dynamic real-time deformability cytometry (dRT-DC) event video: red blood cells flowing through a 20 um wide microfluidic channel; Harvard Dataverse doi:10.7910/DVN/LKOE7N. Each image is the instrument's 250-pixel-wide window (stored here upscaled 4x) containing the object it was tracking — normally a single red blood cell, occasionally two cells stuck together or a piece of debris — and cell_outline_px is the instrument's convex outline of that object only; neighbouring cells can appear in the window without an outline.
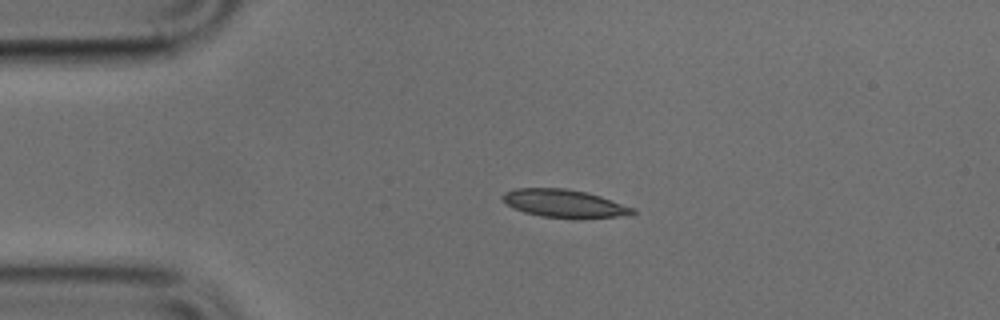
{"species": "common noctule bat (a hibernating species)", "species_latin": "Nyctalus noctula", "temperature_condition": "cold", "stored_images_in_passage": 40, "camera_frame_rate_fps": 3000, "um_per_image_px": 0.085, "animal": {"sex": "male", "body_mass_g": 17.9, "forearm_length_mm": 54.2}, "frame": {"image": 1, "passage_image": 1, "time_ms": 0.0, "image_size_px": [1000, 320], "cell_outline_px": [[636, 212], [616, 216], [540, 216], [524, 212], [512, 208], [500, 200], [500, 196], [504, 192], [516, 188], [564, 188], [588, 192], [636, 208]], "centroid_in_image_um": [47.85, 17.24], "position_along_channel_um": 37.2, "area_um2": 20.58}}
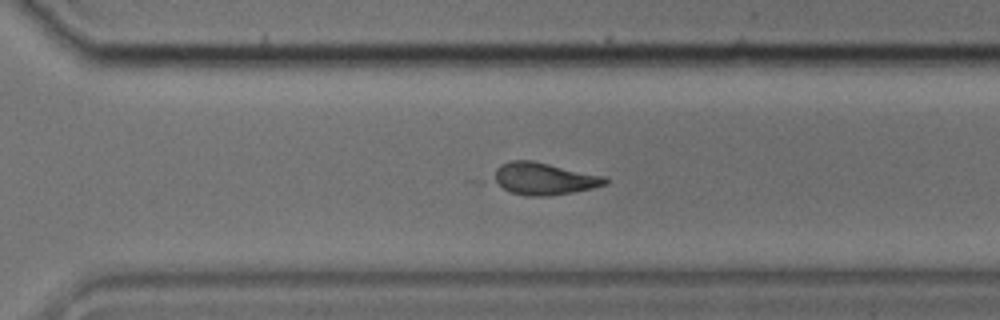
{"frame": {"image": 2, "passage_image": 25, "time_ms": 8.0, "image_size_px": [1000, 320], "cell_outline_px": [[608, 184], [592, 188], [552, 196], [524, 196], [512, 192], [504, 188], [492, 180], [496, 168], [500, 164], [512, 160], [532, 160], [608, 176]], "centroid_in_image_um": [46.27, 15.18], "position_along_channel_um": 324.3, "area_um2": 21.15}}
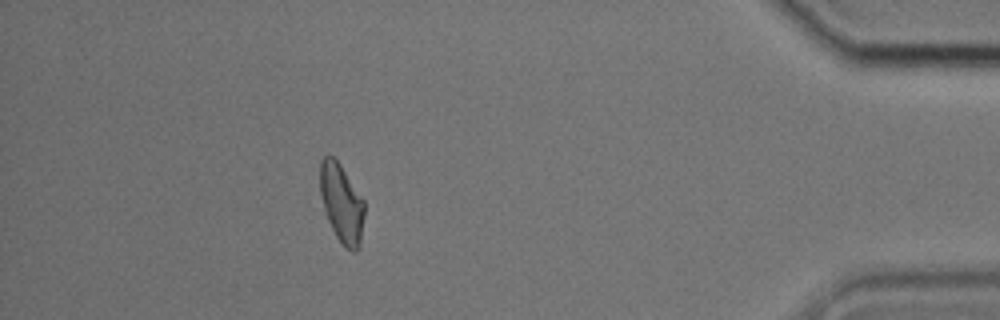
{"frame": {"image": 3, "passage_image": 35, "time_ms": 11.333, "image_size_px": [1000, 320], "cell_outline_px": [[364, 216], [360, 248], [356, 252], [352, 252], [344, 248], [336, 236], [324, 212], [320, 196], [320, 160], [324, 156], [332, 156], [340, 164], [364, 200]], "centroid_in_image_um": [29.04, 17.32], "position_along_channel_um": 406.2, "area_um2": 20.58}}